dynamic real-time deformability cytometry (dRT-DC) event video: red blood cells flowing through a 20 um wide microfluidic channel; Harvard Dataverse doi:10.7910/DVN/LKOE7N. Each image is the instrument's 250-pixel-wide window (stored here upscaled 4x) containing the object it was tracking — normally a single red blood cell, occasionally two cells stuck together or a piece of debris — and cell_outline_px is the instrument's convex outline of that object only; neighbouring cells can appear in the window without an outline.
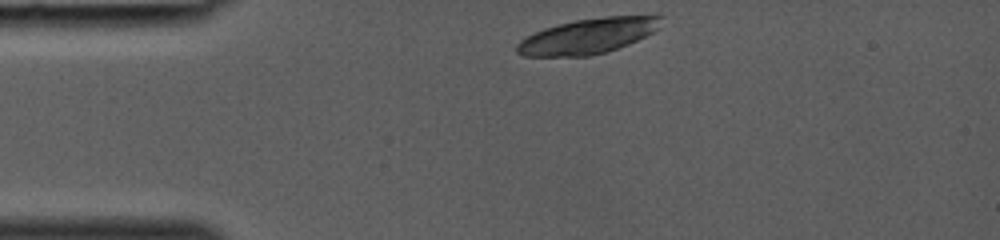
{"species": "common noctule bat (a hibernating species)", "species_latin": "Nyctalus noctula", "temperature_condition": "room temperature", "stored_images_in_passage": 27, "camera_frame_rate_fps": 3000, "um_per_image_px": 0.085, "animal": {"sex": "female", "body_mass_g": 19.0, "forearm_length_mm": 53.3}, "frame": {"image": 1, "passage_image": 1, "time_ms": 0.0, "image_size_px": [1000, 240], "cell_outline_px": [[664, 16], [660, 28], [628, 44], [604, 52], [588, 56], [524, 56], [516, 52], [516, 44], [520, 40], [544, 28], [576, 20], [604, 16], [656, 12]], "centroid_in_image_um": [50.1, 3.01], "position_along_channel_um": 34.9, "area_um2": 30.17}}